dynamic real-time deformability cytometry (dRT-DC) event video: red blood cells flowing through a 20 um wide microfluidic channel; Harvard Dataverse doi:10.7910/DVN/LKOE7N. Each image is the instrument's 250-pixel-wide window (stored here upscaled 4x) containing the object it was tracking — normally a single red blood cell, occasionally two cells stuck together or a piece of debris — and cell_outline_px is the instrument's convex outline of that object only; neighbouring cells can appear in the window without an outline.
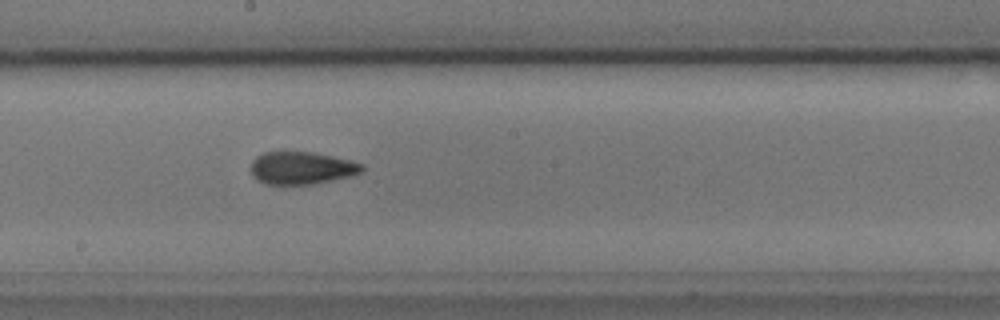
{"species": "common noctule bat (a hibernating species)", "species_latin": "Nyctalus noctula", "temperature_condition": "cold", "stored_images_in_passage": 48, "camera_frame_rate_fps": 3000, "um_per_image_px": 0.085, "animal": {"sex": "male", "body_mass_g": 17.9, "forearm_length_mm": 54.2}, "frame": {"image": 1, "passage_image": 28, "time_ms": 9.0, "image_size_px": [1000, 320], "cell_outline_px": [[364, 168], [360, 172], [352, 176], [312, 184], [264, 184], [256, 180], [252, 176], [252, 160], [256, 156], [264, 152], [312, 152], [332, 156], [364, 164]], "centroid_in_image_um": [25.62, 14.28], "position_along_channel_um": 222.6, "area_um2": 21.04}, "authors_computed_cell_mechanics": {"area_um2": 20.9236, "velocity_mm_per_s": 3.6073, "shape_relaxation_time_tau1_ms": 7.965, "shape_relaxation_time_tau2_ms": 2.3484, "deformation_change_tau1": 0.1723, "deformation_change_tau2": 0.0889}}